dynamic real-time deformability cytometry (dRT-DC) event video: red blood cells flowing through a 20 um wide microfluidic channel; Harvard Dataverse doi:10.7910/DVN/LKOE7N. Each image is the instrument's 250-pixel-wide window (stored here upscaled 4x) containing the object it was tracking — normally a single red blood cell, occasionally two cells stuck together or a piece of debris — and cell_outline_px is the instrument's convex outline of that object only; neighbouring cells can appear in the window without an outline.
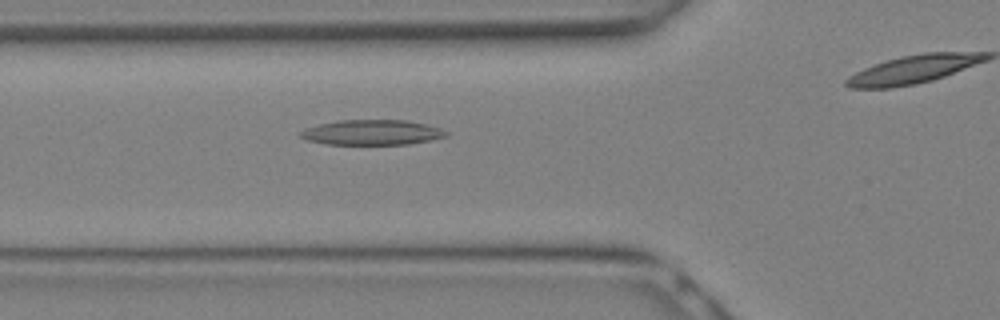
{"species": "Egyptian fruit bat (a non-hibernating species)", "species_latin": "Rousettus aegyptiacus", "temperature_condition": "warm", "stored_images_in_passage": 23, "segment_of_instrument_passage": [1, 2], "camera_frame_rate_fps": 3000, "um_per_image_px": 0.085, "animal": {"sex": "female"}, "frame": {"image": 1, "passage_image": 10, "time_ms": 3.0, "image_size_px": [1000, 320], "cell_outline_px": [[448, 136], [432, 140], [408, 144], [328, 144], [308, 140], [300, 136], [300, 132], [308, 128], [320, 124], [340, 120], [404, 120], [424, 124], [440, 128], [448, 132]], "centroid_in_image_um": [31.67, 11.26], "position_along_channel_um": 94.1, "area_um2": 21.04}}
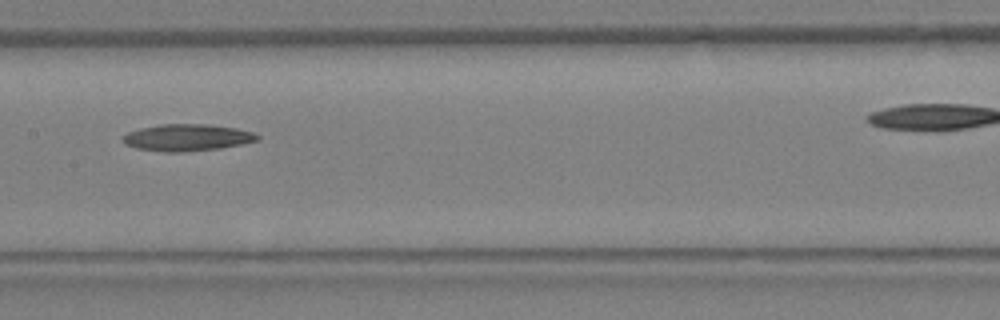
{"frame": {"image": 2, "passage_image": 14, "time_ms": 4.333, "image_size_px": [1000, 320], "cell_outline_px": [[260, 140], [220, 148], [184, 152], [164, 152], [136, 148], [128, 144], [124, 140], [124, 136], [128, 132], [140, 128], [160, 124], [208, 124], [236, 128], [252, 132], [260, 136]], "centroid_in_image_um": [15.94, 11.69], "position_along_channel_um": 191.5, "area_um2": 20.87}}
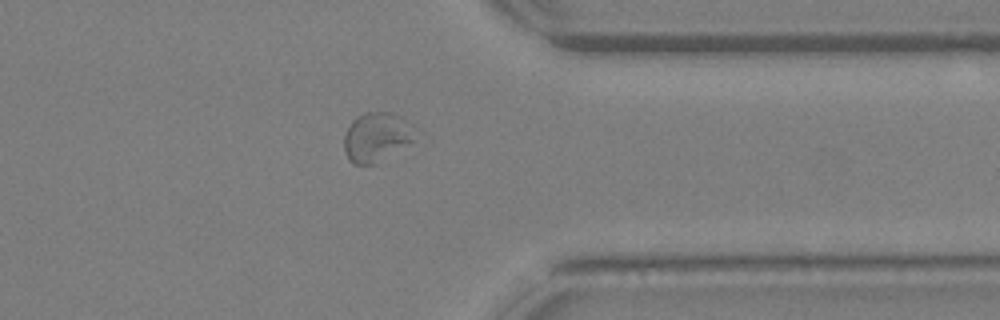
{"frame": {"image": 3, "passage_image": 22, "time_ms": 7.0, "image_size_px": [1000, 320], "cell_outline_px": [[424, 136], [376, 164], [352, 164], [348, 160], [344, 152], [344, 136], [352, 120], [356, 116], [364, 112], [392, 112], [400, 116], [424, 132]], "centroid_in_image_um": [32.13, 11.64], "position_along_channel_um": 379.3, "area_um2": 21.5}}